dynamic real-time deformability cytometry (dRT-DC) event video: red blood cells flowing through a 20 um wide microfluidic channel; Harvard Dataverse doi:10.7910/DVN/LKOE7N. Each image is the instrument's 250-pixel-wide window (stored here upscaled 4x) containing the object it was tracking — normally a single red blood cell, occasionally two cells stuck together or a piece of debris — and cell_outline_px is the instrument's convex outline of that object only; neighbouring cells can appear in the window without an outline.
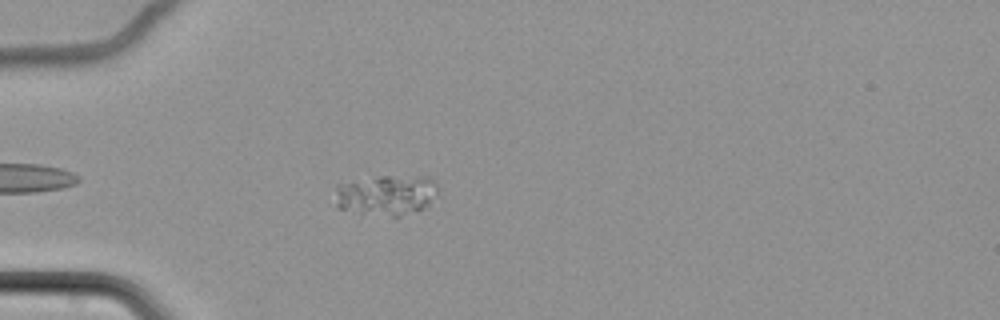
{"species": "common noctule bat (a hibernating species)", "species_latin": "Nyctalus noctula", "temperature_condition": "cold", "stored_images_in_passage": 51, "camera_frame_rate_fps": 3000, "um_per_image_px": 0.085, "animal": {"sex": "female", "body_mass_g": 22.7, "forearm_length_mm": 54.2}, "frame": {"image": 1, "passage_image": 8, "time_ms": 2.333, "image_size_px": [1000, 320], "cell_outline_px": [[440, 196], [424, 208], [400, 216], [360, 216], [336, 208], [336, 184], [380, 176], [428, 176], [436, 180]], "centroid_in_image_um": [32.86, 16.61], "position_along_channel_um": 52.1, "area_um2": 25.32}}
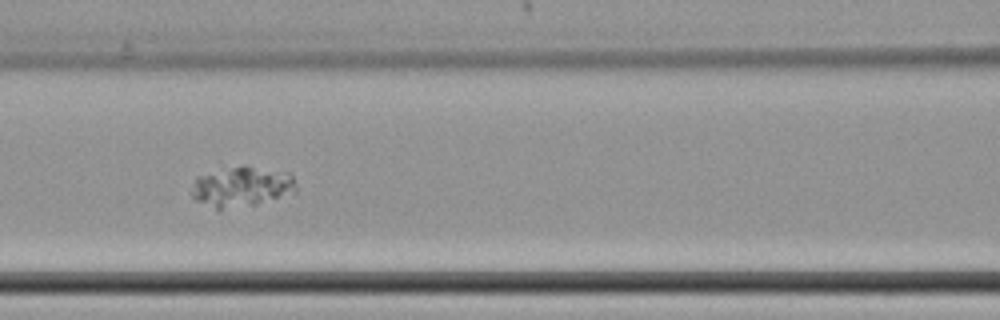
{"frame": {"image": 2, "passage_image": 18, "time_ms": 5.667, "image_size_px": [1000, 320], "cell_outline_px": [[296, 192], [256, 204], [220, 212], [196, 200], [192, 196], [192, 192], [196, 176], [244, 164], [288, 172], [292, 176], [296, 188]], "centroid_in_image_um": [20.53, 15.89], "position_along_channel_um": 146.1, "area_um2": 24.8}}
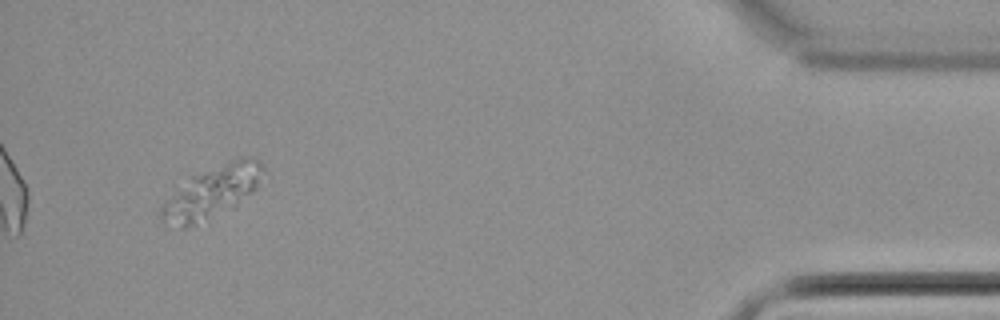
{"frame": {"image": 3, "passage_image": 48, "time_ms": 15.667, "image_size_px": [1000, 320], "cell_outline_px": [[264, 168], [256, 188], [252, 192], [232, 208], [184, 228], [180, 228], [160, 220], [160, 204], [192, 176], [232, 160], [244, 156], [256, 156], [264, 164]], "centroid_in_image_um": [18.02, 16.32], "position_along_channel_um": 417.2, "area_um2": 30.29}}